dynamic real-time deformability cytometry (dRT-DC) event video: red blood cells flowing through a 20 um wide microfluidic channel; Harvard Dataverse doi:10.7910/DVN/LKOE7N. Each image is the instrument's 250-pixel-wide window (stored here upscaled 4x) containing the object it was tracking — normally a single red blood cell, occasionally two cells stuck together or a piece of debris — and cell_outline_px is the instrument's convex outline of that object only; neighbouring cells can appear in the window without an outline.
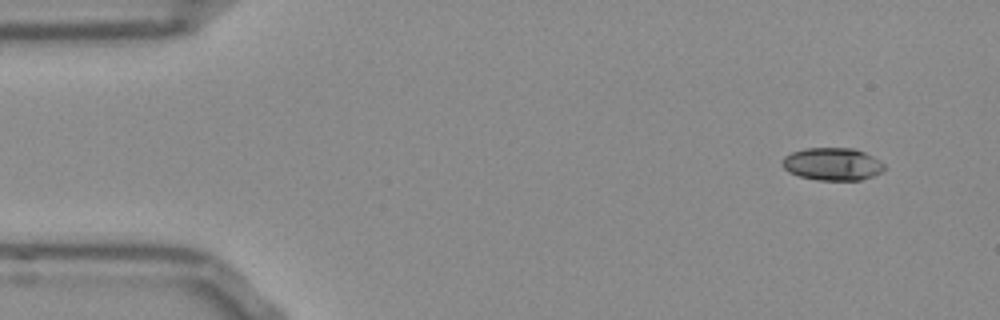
{"species": "Egyptian fruit bat (a non-hibernating species)", "species_latin": "Rousettus aegyptiacus", "temperature_condition": "room temperature", "stored_images_in_passage": 50, "camera_frame_rate_fps": 3000, "um_per_image_px": 0.085, "frame": {"image": 1, "passage_image": 1, "time_ms": 0.0, "image_size_px": [1000, 320], "cell_outline_px": [[884, 168], [880, 172], [872, 176], [860, 180], [816, 180], [800, 176], [788, 172], [784, 168], [784, 156], [792, 152], [804, 148], [856, 148], [872, 156], [884, 164]], "centroid_in_image_um": [70.75, 13.94], "position_along_channel_um": 14.3, "area_um2": 19.25}}
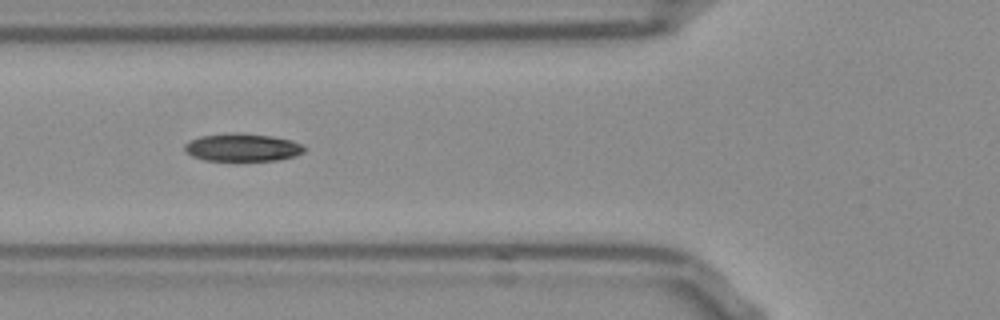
{"frame": {"image": 2, "passage_image": 16, "time_ms": 5.0, "image_size_px": [1000, 320], "cell_outline_px": [[308, 148], [304, 152], [296, 156], [280, 160], [204, 160], [192, 156], [184, 152], [184, 144], [188, 140], [200, 136], [228, 132], [240, 132], [272, 136], [292, 140], [304, 144]], "centroid_in_image_um": [20.62, 12.51], "position_along_channel_um": 105.2, "area_um2": 19.88}}
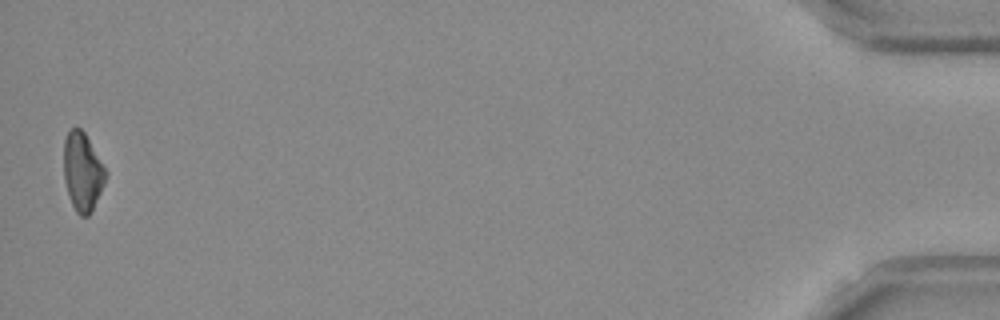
{"frame": {"image": 3, "passage_image": 49, "time_ms": 16.0, "image_size_px": [1000, 320], "cell_outline_px": [[108, 176], [92, 212], [88, 216], [80, 216], [76, 212], [72, 204], [64, 180], [64, 140], [68, 132], [72, 128], [80, 128], [84, 132], [108, 172]], "centroid_in_image_um": [7.04, 14.62], "position_along_channel_um": 428.2, "area_um2": 19.19}, "authors_computed_cell_mechanics": {"area_um2": 19.5364, "velocity_mm_per_s": 3.8249, "shape_relaxation_time_tau1_ms": 5.582, "shape_relaxation_time_tau2_ms": 10.1808, "deformation_change_tau1": 0.1486, "deformation_change_tau2": 0.1352}}